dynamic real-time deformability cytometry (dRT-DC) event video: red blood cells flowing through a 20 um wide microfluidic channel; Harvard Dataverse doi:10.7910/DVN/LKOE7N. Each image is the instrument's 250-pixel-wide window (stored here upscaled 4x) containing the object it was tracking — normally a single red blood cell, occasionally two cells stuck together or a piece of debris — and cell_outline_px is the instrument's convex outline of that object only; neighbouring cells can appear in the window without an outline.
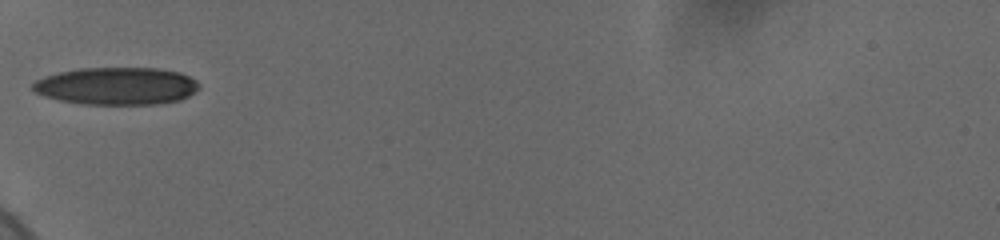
{"species": "human", "species_latin": "Homo sapiens", "temperature_condition": "cold", "stored_images_in_passage": 31, "camera_frame_rate_fps": 3000, "um_per_image_px": 0.085, "donor": {"sex": "female"}, "frame": {"image": 1, "passage_image": 1, "time_ms": 0.0, "image_size_px": [1000, 240], "cell_outline_px": [[200, 88], [188, 96], [180, 100], [156, 104], [80, 104], [60, 100], [44, 96], [36, 92], [32, 88], [32, 84], [36, 80], [44, 76], [60, 72], [80, 68], [156, 68], [180, 72], [196, 80], [200, 84]], "centroid_in_image_um": [9.92, 7.31], "position_along_channel_um": 75.1, "area_um2": 36.36}}
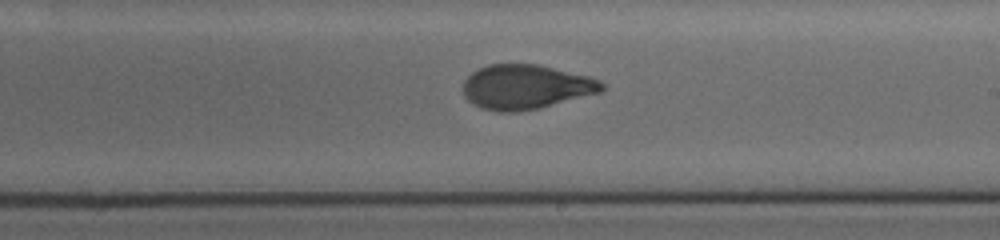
{"frame": {"image": 2, "passage_image": 15, "time_ms": 4.667, "image_size_px": [1000, 240], "cell_outline_px": [[604, 88], [600, 92], [536, 108], [516, 112], [496, 112], [480, 108], [472, 104], [464, 96], [464, 80], [472, 72], [488, 64], [540, 64], [592, 76], [600, 80], [604, 84]], "centroid_in_image_um": [44.69, 7.37], "position_along_channel_um": 244.3, "area_um2": 36.07}}
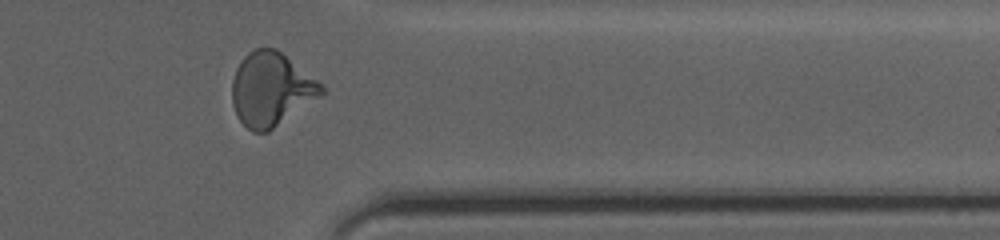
{"frame": {"image": 3, "passage_image": 27, "time_ms": 8.667, "image_size_px": [1000, 240], "cell_outline_px": [[324, 92], [268, 132], [252, 132], [240, 120], [232, 104], [232, 80], [236, 68], [240, 60], [248, 52], [256, 48], [276, 48], [324, 84]], "centroid_in_image_um": [23.03, 7.56], "position_along_channel_um": 388.4, "area_um2": 38.03}, "authors_computed_cell_mechanics": {"area_um2": 36.3562, "velocity_mm_per_s": 3.6769, "shape_relaxation_time_tau1_ms": 4.4037, "shape_relaxation_time_tau2_ms": 0.9313, "deformation_change_tau1": 0.178, "deformation_change_tau2": 0.0644}}